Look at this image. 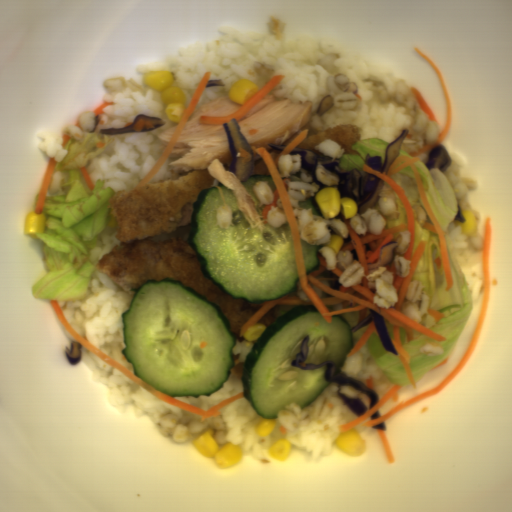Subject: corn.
<instances>
[{
	"instance_id": "3270194a",
	"label": "corn",
	"mask_w": 512,
	"mask_h": 512,
	"mask_svg": "<svg viewBox=\"0 0 512 512\" xmlns=\"http://www.w3.org/2000/svg\"><path fill=\"white\" fill-rule=\"evenodd\" d=\"M345 244L346 243L344 237L340 236L339 234L331 233L330 241L325 243L324 247H330L335 252V254L338 255Z\"/></svg>"
},
{
	"instance_id": "a0e27810",
	"label": "corn",
	"mask_w": 512,
	"mask_h": 512,
	"mask_svg": "<svg viewBox=\"0 0 512 512\" xmlns=\"http://www.w3.org/2000/svg\"><path fill=\"white\" fill-rule=\"evenodd\" d=\"M265 328H266V325H264L262 323L255 322L248 329H246L243 336L247 340L255 341L260 338V336L263 334Z\"/></svg>"
},
{
	"instance_id": "42891da5",
	"label": "corn",
	"mask_w": 512,
	"mask_h": 512,
	"mask_svg": "<svg viewBox=\"0 0 512 512\" xmlns=\"http://www.w3.org/2000/svg\"><path fill=\"white\" fill-rule=\"evenodd\" d=\"M277 421L276 418H262L254 427V432L257 436L266 437L275 428Z\"/></svg>"
},
{
	"instance_id": "5cfa1b94",
	"label": "corn",
	"mask_w": 512,
	"mask_h": 512,
	"mask_svg": "<svg viewBox=\"0 0 512 512\" xmlns=\"http://www.w3.org/2000/svg\"><path fill=\"white\" fill-rule=\"evenodd\" d=\"M316 206L324 219H333L342 214L351 221L352 217L359 214V206L349 197H342L338 188L324 186L314 196Z\"/></svg>"
},
{
	"instance_id": "6a14855c",
	"label": "corn",
	"mask_w": 512,
	"mask_h": 512,
	"mask_svg": "<svg viewBox=\"0 0 512 512\" xmlns=\"http://www.w3.org/2000/svg\"><path fill=\"white\" fill-rule=\"evenodd\" d=\"M461 213L466 220V222H461L458 219H455V226H461L462 234L466 236L473 237L477 233V222L473 212L470 210H461Z\"/></svg>"
},
{
	"instance_id": "79e197a2",
	"label": "corn",
	"mask_w": 512,
	"mask_h": 512,
	"mask_svg": "<svg viewBox=\"0 0 512 512\" xmlns=\"http://www.w3.org/2000/svg\"><path fill=\"white\" fill-rule=\"evenodd\" d=\"M48 217L44 213V210L39 215L36 212L30 211L25 217L24 233L29 236H37V233H43L46 231ZM38 237V236H37Z\"/></svg>"
},
{
	"instance_id": "2b8c4276",
	"label": "corn",
	"mask_w": 512,
	"mask_h": 512,
	"mask_svg": "<svg viewBox=\"0 0 512 512\" xmlns=\"http://www.w3.org/2000/svg\"><path fill=\"white\" fill-rule=\"evenodd\" d=\"M259 87L253 81L245 79H239L230 88L228 98L229 100L238 104L244 105V103L253 96Z\"/></svg>"
},
{
	"instance_id": "f1292c28",
	"label": "corn",
	"mask_w": 512,
	"mask_h": 512,
	"mask_svg": "<svg viewBox=\"0 0 512 512\" xmlns=\"http://www.w3.org/2000/svg\"><path fill=\"white\" fill-rule=\"evenodd\" d=\"M191 443L202 456L214 458L216 466L220 469L232 466L243 458L242 447L231 442H226L220 447L209 431L200 433Z\"/></svg>"
},
{
	"instance_id": "cfcad685",
	"label": "corn",
	"mask_w": 512,
	"mask_h": 512,
	"mask_svg": "<svg viewBox=\"0 0 512 512\" xmlns=\"http://www.w3.org/2000/svg\"><path fill=\"white\" fill-rule=\"evenodd\" d=\"M333 442L344 455L360 456L366 451V442L356 428L342 433Z\"/></svg>"
},
{
	"instance_id": "30e3d8cc",
	"label": "corn",
	"mask_w": 512,
	"mask_h": 512,
	"mask_svg": "<svg viewBox=\"0 0 512 512\" xmlns=\"http://www.w3.org/2000/svg\"><path fill=\"white\" fill-rule=\"evenodd\" d=\"M268 454L279 462L287 460L291 454V443L289 440H277L272 446L268 448Z\"/></svg>"
},
{
	"instance_id": "51d56268",
	"label": "corn",
	"mask_w": 512,
	"mask_h": 512,
	"mask_svg": "<svg viewBox=\"0 0 512 512\" xmlns=\"http://www.w3.org/2000/svg\"><path fill=\"white\" fill-rule=\"evenodd\" d=\"M175 79L171 71L151 70L143 74V83L149 88L159 92L164 112L170 122L181 123L185 110V94L182 88L172 86Z\"/></svg>"
}]
</instances>
